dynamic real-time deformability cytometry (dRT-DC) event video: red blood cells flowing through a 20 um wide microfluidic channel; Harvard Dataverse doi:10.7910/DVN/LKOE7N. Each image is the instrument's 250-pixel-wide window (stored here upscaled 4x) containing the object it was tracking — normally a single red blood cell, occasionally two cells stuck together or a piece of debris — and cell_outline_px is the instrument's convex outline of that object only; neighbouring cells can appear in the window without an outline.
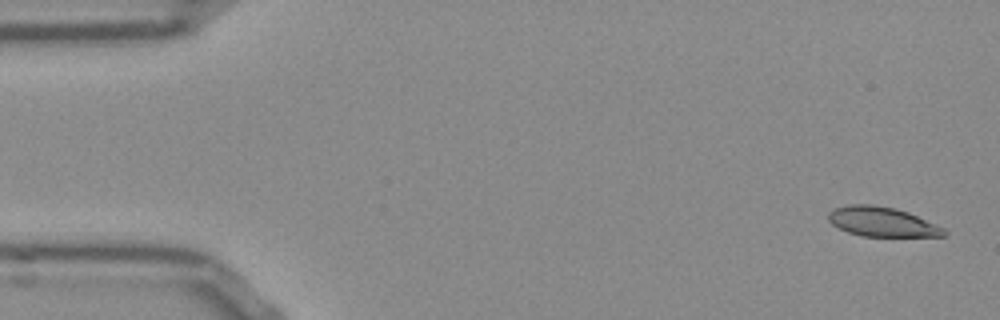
{"species": "Egyptian fruit bat (a non-hibernating species)", "species_latin": "Rousettus aegyptiacus", "temperature_condition": "room temperature", "stored_images_in_passage": 52, "camera_frame_rate_fps": 3000, "um_per_image_px": 0.085, "frame": {"image": 1, "passage_image": 2, "time_ms": 0.333, "image_size_px": [1000, 320], "cell_outline_px": [[948, 232], [944, 236], [860, 236], [848, 232], [832, 224], [828, 220], [828, 212], [836, 208], [848, 204], [872, 204], [892, 208], [908, 212], [944, 228]], "centroid_in_image_um": [74.95, 18.85], "position_along_channel_um": 10.0, "area_um2": 19.77}}
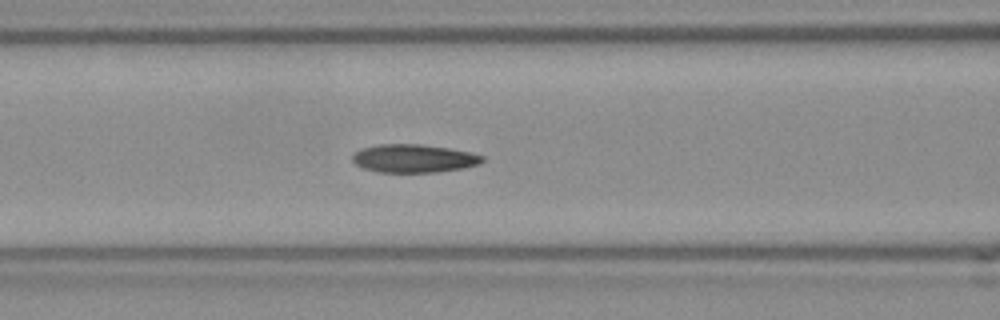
{"frame": {"image": 2, "passage_image": 21, "time_ms": 6.667, "image_size_px": [1000, 320], "cell_outline_px": [[484, 160], [480, 164], [464, 168], [436, 172], [380, 172], [364, 168], [356, 164], [352, 160], [352, 156], [360, 148], [376, 144], [420, 144], [448, 148], [472, 152], [484, 156]], "centroid_in_image_um": [35.19, 13.46], "position_along_channel_um": 131.4, "area_um2": 21.44}}
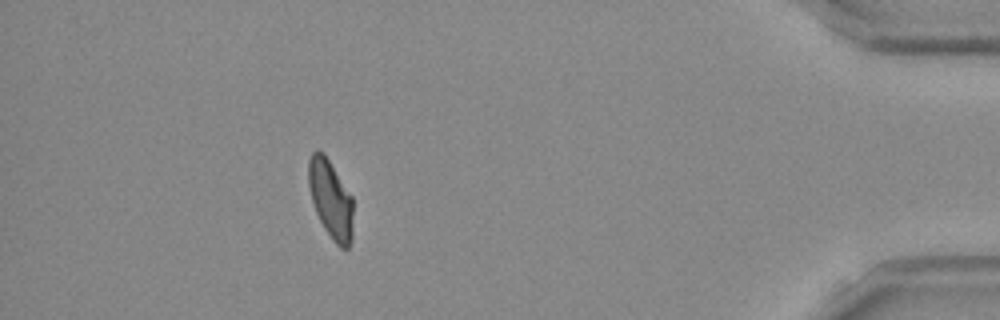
{"frame": {"image": 3, "passage_image": 47, "time_ms": 15.333, "image_size_px": [1000, 320], "cell_outline_px": [[352, 236], [348, 248], [340, 248], [332, 240], [324, 228], [316, 212], [312, 200], [308, 184], [308, 160], [312, 152], [316, 148], [324, 152], [352, 196]], "centroid_in_image_um": [28.09, 16.9], "position_along_channel_um": 407.1, "area_um2": 20.46}, "authors_computed_cell_mechanics": {"area_um2": 21.1837, "velocity_mm_per_s": 3.8337, "shape_relaxation_time_tau1_ms": 9.0031, "shape_relaxation_time_tau2_ms": 5.6608, "deformation_change_tau1": 0.1984, "deformation_change_tau2": 0.1211}}